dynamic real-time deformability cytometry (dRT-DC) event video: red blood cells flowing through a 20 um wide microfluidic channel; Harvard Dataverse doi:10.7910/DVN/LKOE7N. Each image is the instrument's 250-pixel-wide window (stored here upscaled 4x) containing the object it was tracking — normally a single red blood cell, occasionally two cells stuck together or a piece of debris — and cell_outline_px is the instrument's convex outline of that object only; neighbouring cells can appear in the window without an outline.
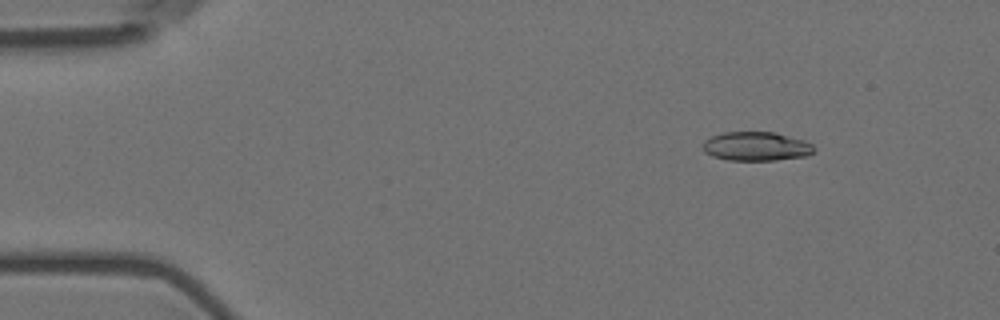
{"species": "Egyptian fruit bat (a non-hibernating species)", "species_latin": "Rousettus aegyptiacus", "temperature_condition": "room temperature", "stored_images_in_passage": 9, "camera_frame_rate_fps": 3000, "um_per_image_px": 0.085, "animal": {"sex": "female"}, "frame": {"image": 1, "passage_image": 2, "time_ms": 0.333, "image_size_px": [1000, 320], "cell_outline_px": [[816, 148], [808, 156], [776, 160], [728, 160], [712, 156], [704, 152], [704, 140], [712, 136], [724, 132], [776, 132], [804, 140], [812, 144]], "centroid_in_image_um": [64.3, 12.44], "position_along_channel_um": 20.7, "area_um2": 18.84}}
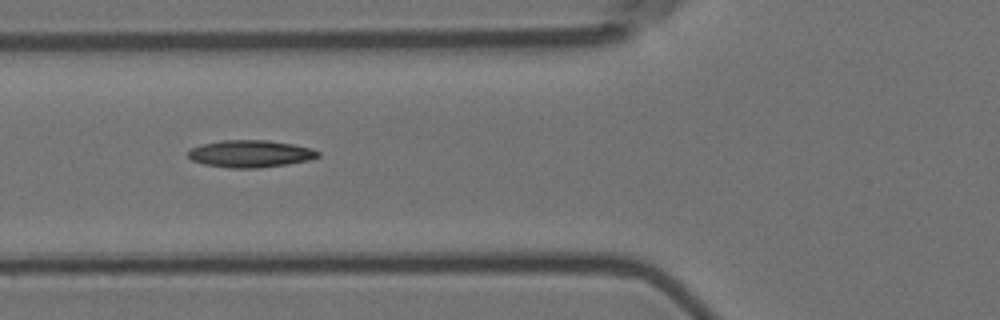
{"frame": {"image": 2, "passage_image": 6, "time_ms": 1.667, "image_size_px": [1000, 320], "cell_outline_px": [[320, 156], [308, 160], [288, 164], [260, 168], [228, 168], [204, 164], [192, 160], [188, 156], [188, 152], [192, 148], [200, 144], [220, 140], [268, 140], [292, 144], [312, 148], [320, 152]], "centroid_in_image_um": [21.28, 13.07], "position_along_channel_um": 104.5, "area_um2": 20.69}}
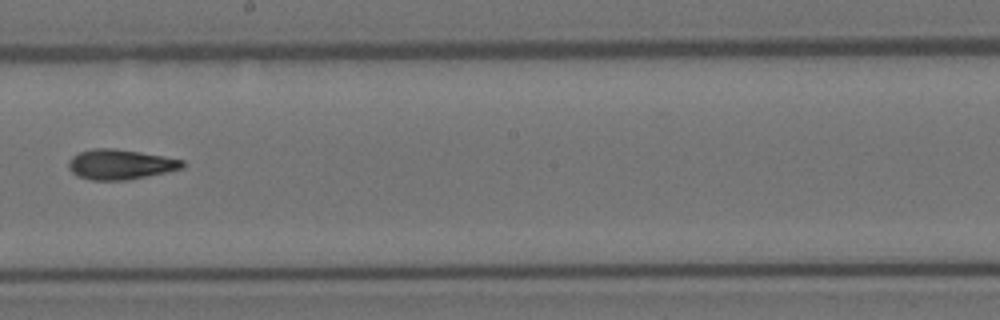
{"frame": {"image": 3, "passage_image": 9, "time_ms": 2.667, "image_size_px": [1000, 320], "cell_outline_px": [[184, 168], [128, 180], [92, 180], [76, 176], [68, 168], [68, 160], [72, 156], [80, 152], [92, 148], [116, 148], [164, 156], [184, 160]], "centroid_in_image_um": [10.2, 13.97], "position_along_channel_um": 238.0, "area_um2": 20.06}}